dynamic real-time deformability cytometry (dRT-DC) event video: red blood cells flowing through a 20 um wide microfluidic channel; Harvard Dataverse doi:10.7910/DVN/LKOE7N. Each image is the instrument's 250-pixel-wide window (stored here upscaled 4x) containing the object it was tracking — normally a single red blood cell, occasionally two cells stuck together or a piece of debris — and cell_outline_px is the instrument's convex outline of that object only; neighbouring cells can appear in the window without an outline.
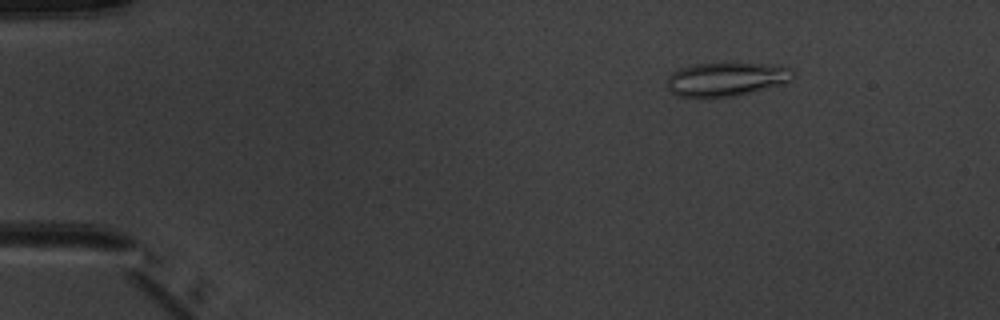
{"species": "common noctule bat (a hibernating species)", "species_latin": "Nyctalus noctula", "temperature_condition": "warm", "stored_images_in_passage": 6, "camera_frame_rate_fps": 3000, "um_per_image_px": 0.085, "animal": {"sex": "male", "body_mass_g": 20.1, "forearm_length_mm": 53.5}, "frame": {"image": 1, "passage_image": 2, "time_ms": 1.333, "image_size_px": [1000, 320], "cell_outline_px": [[796, 72], [792, 80], [784, 84], [736, 96], [676, 96], [668, 88], [668, 76], [672, 72], [680, 68], [696, 64], [760, 64], [792, 68]], "centroid_in_image_um": [61.78, 6.74], "position_along_channel_um": 23.2, "area_um2": 24.39}}
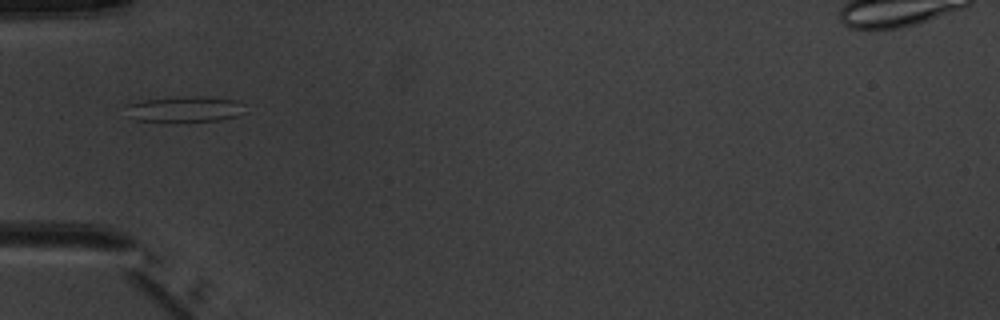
{"frame": {"image": 2, "passage_image": 5, "time_ms": 4.667, "image_size_px": [1000, 320], "cell_outline_px": [[248, 112], [236, 116], [220, 120], [132, 120], [124, 104], [140, 100], [180, 96], [200, 96], [240, 100], [244, 104]], "centroid_in_image_um": [15.76, 9.24], "position_along_channel_um": 69.2, "area_um2": 17.92}}